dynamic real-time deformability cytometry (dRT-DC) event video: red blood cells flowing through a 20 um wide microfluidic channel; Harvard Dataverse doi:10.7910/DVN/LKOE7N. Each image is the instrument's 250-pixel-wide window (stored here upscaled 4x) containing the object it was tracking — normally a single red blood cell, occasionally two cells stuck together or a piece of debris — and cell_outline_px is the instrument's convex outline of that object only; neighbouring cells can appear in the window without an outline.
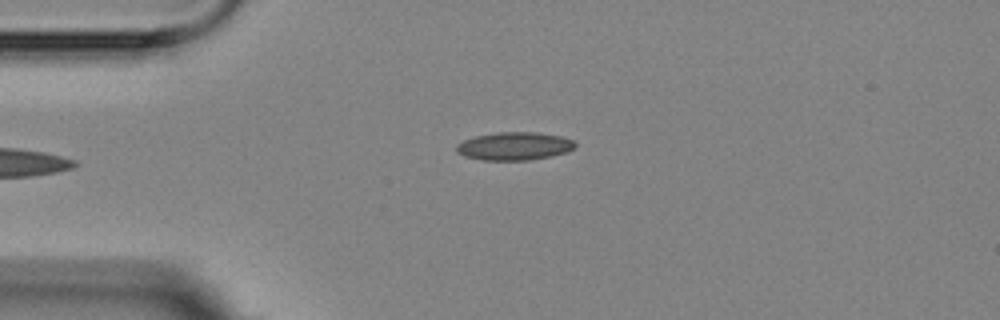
{"species": "Egyptian fruit bat (a non-hibernating species)", "species_latin": "Rousettus aegyptiacus", "temperature_condition": "room temperature", "stored_images_in_passage": 4, "camera_frame_rate_fps": 3000, "um_per_image_px": 0.085, "animal": {"sex": "female"}, "frame": {"image": 1, "passage_image": 4, "time_ms": 4.333, "image_size_px": [1000, 320], "cell_outline_px": [[576, 148], [564, 152], [548, 156], [528, 160], [480, 160], [464, 156], [456, 152], [456, 144], [464, 140], [476, 136], [500, 132], [536, 132], [560, 136], [572, 140], [576, 144]], "centroid_in_image_um": [43.68, 12.42], "position_along_channel_um": 41.3, "area_um2": 19.25}}